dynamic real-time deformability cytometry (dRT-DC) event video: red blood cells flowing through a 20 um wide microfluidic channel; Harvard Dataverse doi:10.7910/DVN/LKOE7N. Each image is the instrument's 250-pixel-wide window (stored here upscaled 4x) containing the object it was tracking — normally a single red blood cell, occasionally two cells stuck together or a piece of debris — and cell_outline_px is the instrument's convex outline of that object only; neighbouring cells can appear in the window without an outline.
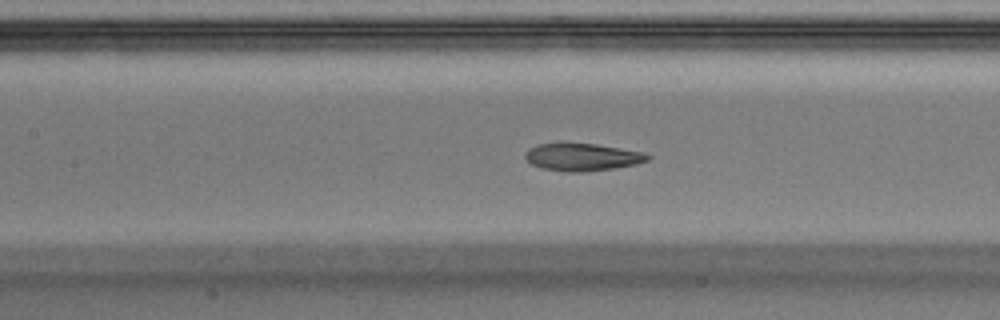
{"species": "Egyptian fruit bat (a non-hibernating species)", "species_latin": "Rousettus aegyptiacus", "temperature_condition": "warm", "stored_images_in_passage": 51, "camera_frame_rate_fps": 3000, "um_per_image_px": 0.085, "animal": {"sex": "male"}, "frame": {"image": 1, "passage_image": 23, "time_ms": 7.333, "image_size_px": [1000, 320], "cell_outline_px": [[652, 156], [648, 160], [636, 164], [612, 168], [580, 172], [568, 172], [544, 168], [532, 164], [524, 156], [524, 152], [528, 148], [536, 144], [556, 140], [564, 140], [596, 144], [640, 152]], "centroid_in_image_um": [49.38, 13.29], "position_along_channel_um": 158.0, "area_um2": 20.11}}
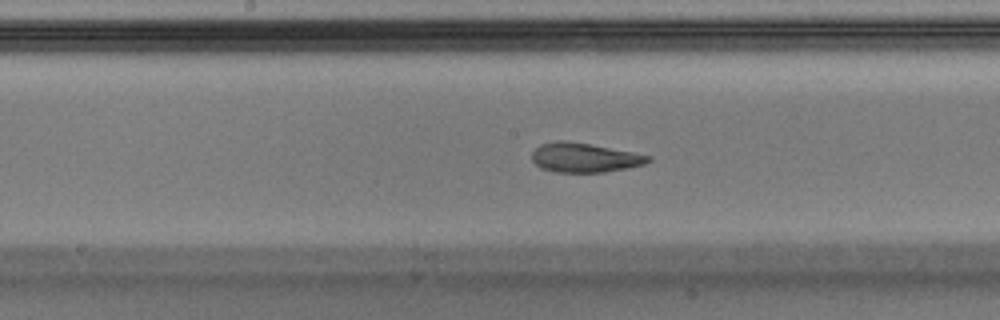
{"frame": {"image": 2, "passage_image": 26, "time_ms": 8.333, "image_size_px": [1000, 320], "cell_outline_px": [[652, 160], [644, 164], [604, 172], [556, 172], [540, 168], [532, 160], [532, 152], [540, 144], [556, 140], [564, 140], [588, 144], [632, 152], [652, 156]], "centroid_in_image_um": [49.65, 13.39], "position_along_channel_um": 198.6, "area_um2": 19.71}}
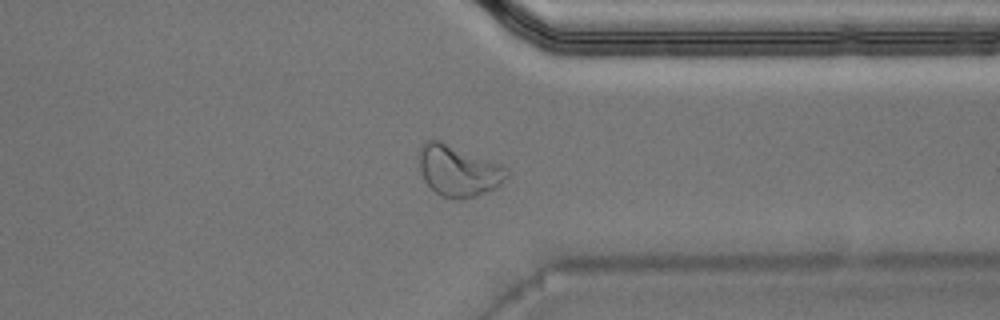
{"frame": {"image": 3, "passage_image": 39, "time_ms": 12.667, "image_size_px": [1000, 320], "cell_outline_px": [[508, 176], [496, 188], [460, 200], [456, 200], [440, 196], [424, 180], [420, 168], [420, 144], [428, 140], [440, 140], [500, 164], [508, 172]], "centroid_in_image_um": [38.94, 14.51], "position_along_channel_um": 372.5, "area_um2": 25.72}, "authors_computed_cell_mechanics": {"area_um2": 20.1722, "velocity_mm_per_s": 4.0643, "shape_relaxation_time_tau1_ms": 4.7147, "shape_relaxation_time_tau2_ms": 1.6514, "deformation_change_tau1": 0.1886, "deformation_change_tau2": 0.0814}}